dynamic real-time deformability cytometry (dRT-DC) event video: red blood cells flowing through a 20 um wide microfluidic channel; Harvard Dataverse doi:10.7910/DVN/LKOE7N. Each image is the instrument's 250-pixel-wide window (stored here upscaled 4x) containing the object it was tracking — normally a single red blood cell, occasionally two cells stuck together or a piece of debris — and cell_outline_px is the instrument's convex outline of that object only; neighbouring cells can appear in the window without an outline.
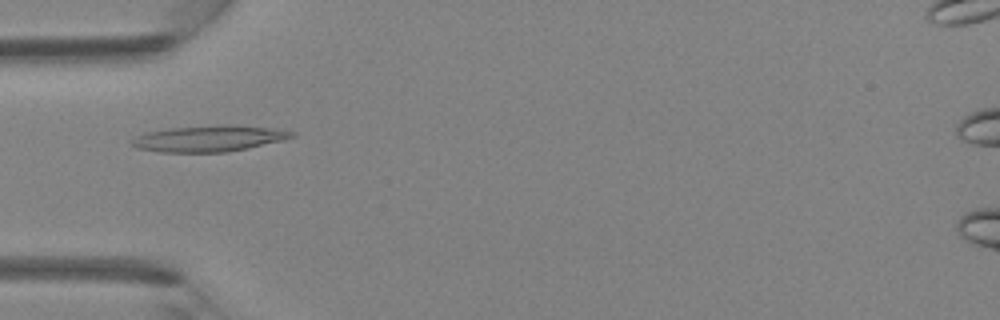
{"species": "Egyptian fruit bat (a non-hibernating species)", "species_latin": "Rousettus aegyptiacus", "temperature_condition": "room temperature", "stored_images_in_passage": 33, "camera_frame_rate_fps": 3000, "um_per_image_px": 0.085, "animal": {"sex": "female"}, "frame": {"image": 1, "passage_image": 5, "time_ms": 1.333, "image_size_px": [1000, 320], "cell_outline_px": [[296, 136], [284, 140], [248, 148], [228, 152], [160, 152], [136, 148], [128, 144], [128, 140], [144, 132], [168, 128], [228, 124], [232, 124], [268, 128], [296, 132]], "centroid_in_image_um": [17.7, 11.77], "position_along_channel_um": 67.3, "area_um2": 24.68}}
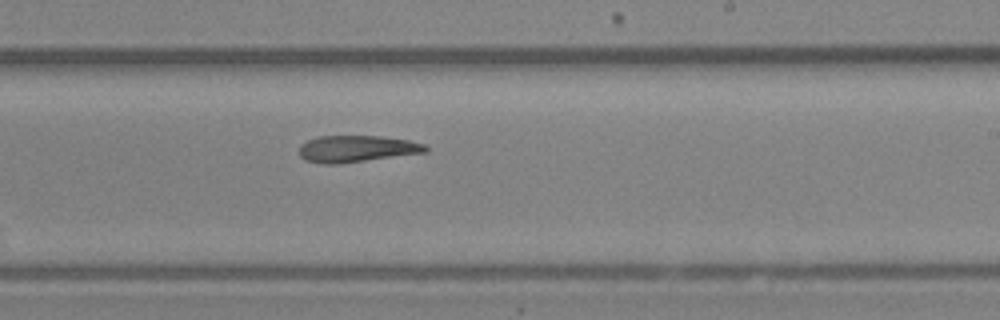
{"frame": {"image": 2, "passage_image": 17, "time_ms": 5.333, "image_size_px": [1000, 320], "cell_outline_px": [[428, 152], [336, 164], [324, 164], [304, 160], [300, 156], [300, 144], [316, 136], [380, 136], [408, 140], [424, 144], [428, 148]], "centroid_in_image_um": [30.3, 12.64], "position_along_channel_um": 258.7, "area_um2": 19.59}}
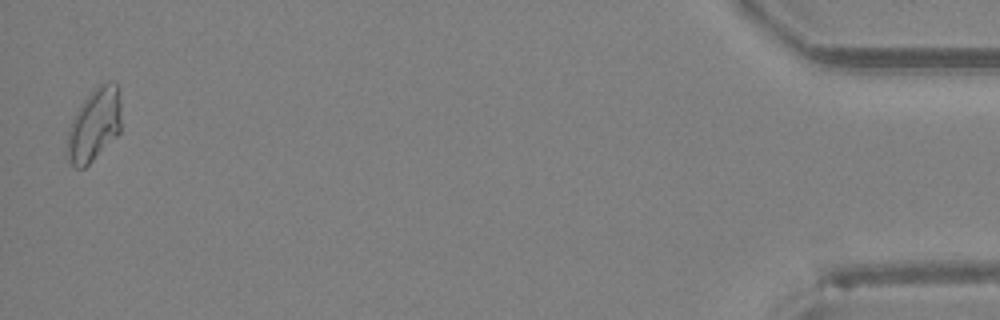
{"frame": {"image": 3, "passage_image": 33, "time_ms": 10.667, "image_size_px": [1000, 320], "cell_outline_px": [[120, 132], [84, 168], [76, 168], [64, 156], [68, 132], [72, 120], [80, 104], [100, 84], [108, 80], [116, 84], [120, 88]], "centroid_in_image_um": [7.99, 10.61], "position_along_channel_um": 427.2, "area_um2": 22.95}}